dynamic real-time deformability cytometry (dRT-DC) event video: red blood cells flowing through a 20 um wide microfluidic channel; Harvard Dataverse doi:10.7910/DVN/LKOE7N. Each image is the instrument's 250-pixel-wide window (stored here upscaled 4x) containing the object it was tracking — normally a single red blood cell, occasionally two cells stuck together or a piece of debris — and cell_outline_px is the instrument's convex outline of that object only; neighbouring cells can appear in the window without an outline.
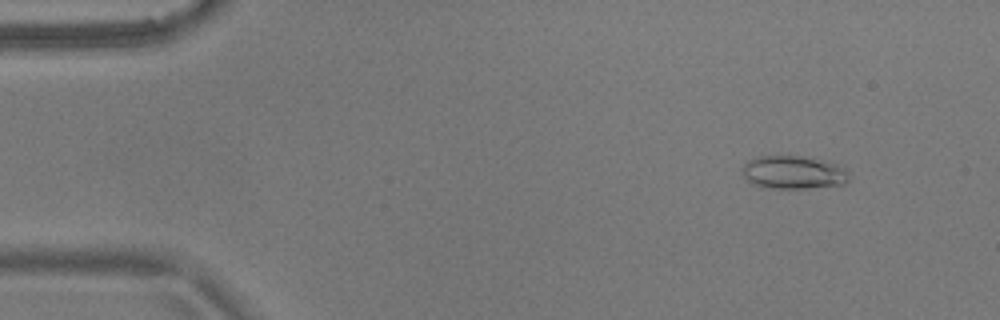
{"species": "common noctule bat (a hibernating species)", "species_latin": "Nyctalus noctula", "temperature_condition": "warm", "stored_images_in_passage": 55, "camera_frame_rate_fps": 3000, "um_per_image_px": 0.085, "animal": {"sex": "male", "body_mass_g": 17.9}, "frame": {"image": 1, "passage_image": 6, "time_ms": 1.667, "image_size_px": [1000, 320], "cell_outline_px": [[848, 180], [844, 184], [804, 188], [760, 188], [752, 184], [744, 176], [740, 168], [748, 160], [756, 156], [800, 156], [836, 164], [844, 168], [848, 172]], "centroid_in_image_um": [67.36, 14.66], "position_along_channel_um": 17.6, "area_um2": 20.58}}
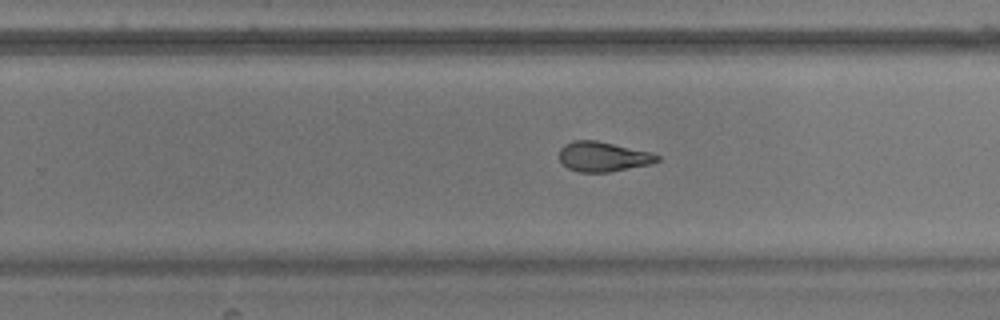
{"frame": {"image": 2, "passage_image": 35, "time_ms": 11.333, "image_size_px": [1000, 320], "cell_outline_px": [[660, 160], [652, 164], [608, 172], [580, 172], [568, 168], [560, 160], [560, 148], [564, 144], [572, 140], [596, 140], [648, 152], [660, 156]], "centroid_in_image_um": [51.24, 13.31], "position_along_channel_um": 278.6, "area_um2": 16.88}}
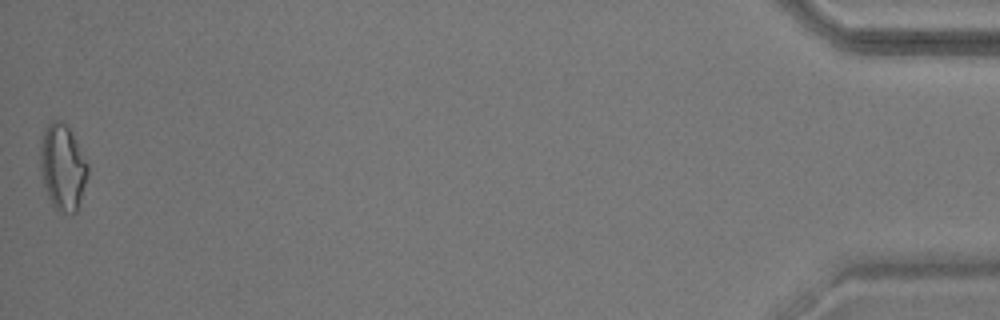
{"frame": {"image": 3, "passage_image": 55, "time_ms": 18.0, "image_size_px": [1000, 320], "cell_outline_px": [[88, 176], [76, 212], [72, 216], [60, 212], [52, 204], [48, 196], [44, 184], [40, 164], [40, 140], [48, 124], [52, 120], [60, 120], [68, 128], [88, 164]], "centroid_in_image_um": [5.32, 14.25], "position_along_channel_um": 429.9, "area_um2": 23.52}, "authors_computed_cell_mechanics": {"area_um2": 18.7272, "velocity_mm_per_s": 3.6748, "shape_relaxation_time_tau1_ms": 10.5178, "shape_relaxation_time_tau2_ms": 2.2552, "deformation_change_tau1": 0.2147, "deformation_change_tau2": 0.0959}}